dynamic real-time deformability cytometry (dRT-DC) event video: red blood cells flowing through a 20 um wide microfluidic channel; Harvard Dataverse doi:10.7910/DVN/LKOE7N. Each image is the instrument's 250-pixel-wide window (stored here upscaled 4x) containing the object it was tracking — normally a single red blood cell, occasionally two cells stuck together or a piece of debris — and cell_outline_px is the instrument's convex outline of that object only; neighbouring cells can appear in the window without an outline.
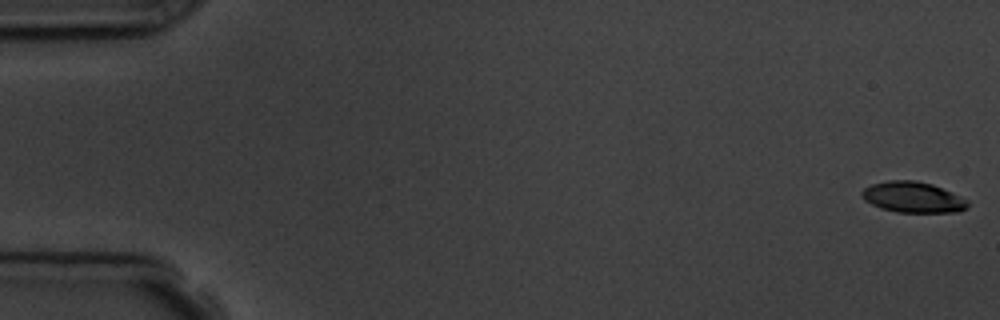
{"species": "common noctule bat (a hibernating species)", "species_latin": "Nyctalus noctula", "temperature_condition": "room temperature", "stored_images_in_passage": 9, "camera_frame_rate_fps": 3000, "um_per_image_px": 0.085, "animal": {"sex": "male", "body_mass_g": 19.5, "forearm_length_mm": 54.6}, "frame": {"image": 1, "passage_image": 1, "time_ms": 0.0, "image_size_px": [1000, 320], "cell_outline_px": [[968, 208], [960, 212], [896, 212], [880, 208], [864, 200], [860, 196], [860, 192], [864, 188], [872, 184], [888, 180], [916, 180], [932, 184], [960, 196], [968, 200]], "centroid_in_image_um": [77.58, 16.76], "position_along_channel_um": 7.4, "area_um2": 19.13}}